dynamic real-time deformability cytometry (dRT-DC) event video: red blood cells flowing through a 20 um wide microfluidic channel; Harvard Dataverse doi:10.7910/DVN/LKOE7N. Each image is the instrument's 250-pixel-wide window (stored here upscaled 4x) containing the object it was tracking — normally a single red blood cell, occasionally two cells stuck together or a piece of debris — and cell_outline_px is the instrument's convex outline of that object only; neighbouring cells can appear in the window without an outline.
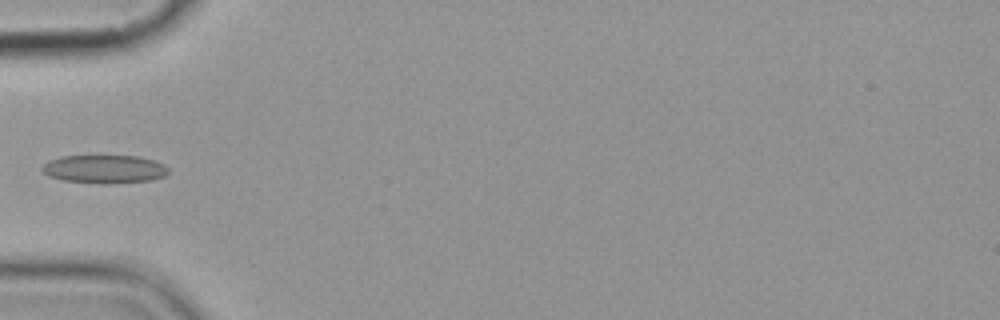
{"species": "common noctule bat (a hibernating species)", "species_latin": "Nyctalus noctula", "temperature_condition": "cold", "stored_images_in_passage": 6, "camera_frame_rate_fps": 3000, "um_per_image_px": 0.085, "animal": {"sex": "female", "body_mass_g": 19.9}, "frame": {"image": 1, "passage_image": 5, "time_ms": 5.0, "image_size_px": [1000, 320], "cell_outline_px": [[168, 172], [164, 176], [152, 180], [104, 184], [64, 180], [48, 176], [40, 168], [48, 160], [60, 156], [136, 156], [156, 160], [164, 164], [168, 168]], "centroid_in_image_um": [8.88, 14.37], "position_along_channel_um": 76.1, "area_um2": 20.87}}
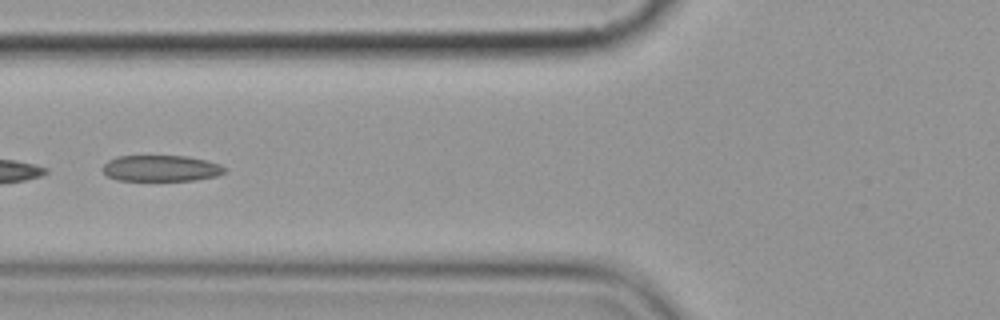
{"frame": {"image": 2, "passage_image": 6, "time_ms": 6.0, "image_size_px": [1000, 320], "cell_outline_px": [[224, 172], [216, 176], [196, 180], [116, 180], [108, 176], [100, 168], [108, 160], [116, 156], [188, 156], [220, 164], [224, 168]], "centroid_in_image_um": [13.64, 14.3], "position_along_channel_um": 112.2, "area_um2": 18.5}}